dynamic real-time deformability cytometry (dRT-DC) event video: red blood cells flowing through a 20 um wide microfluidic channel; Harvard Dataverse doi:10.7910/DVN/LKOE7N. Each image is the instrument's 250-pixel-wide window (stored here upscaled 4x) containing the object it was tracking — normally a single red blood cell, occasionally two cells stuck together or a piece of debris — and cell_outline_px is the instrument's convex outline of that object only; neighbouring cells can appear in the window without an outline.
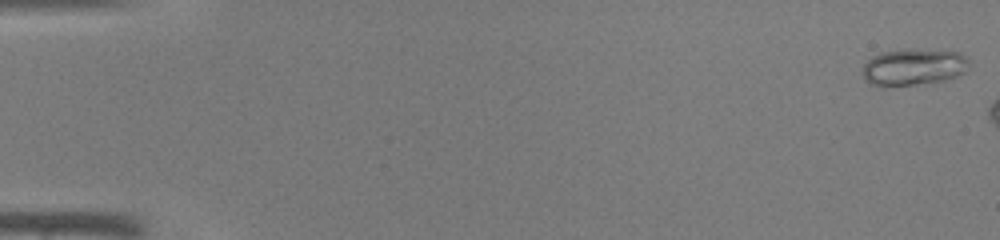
{"species": "common noctule bat (a hibernating species)", "species_latin": "Nyctalus noctula", "temperature_condition": "warm", "stored_images_in_passage": 41, "camera_frame_rate_fps": 3000, "um_per_image_px": 0.085, "animal": {"sex": "male", "body_mass_g": 19.0, "forearm_length_mm": 50.8}, "frame": {"image": 1, "passage_image": 1, "time_ms": 0.0, "image_size_px": [1000, 240], "cell_outline_px": [[968, 68], [964, 72], [956, 76], [944, 80], [916, 84], [884, 88], [868, 84], [864, 80], [860, 72], [864, 64], [872, 56], [884, 52], [960, 52], [968, 60]], "centroid_in_image_um": [77.55, 5.78], "position_along_channel_um": 7.5, "area_um2": 22.14}}
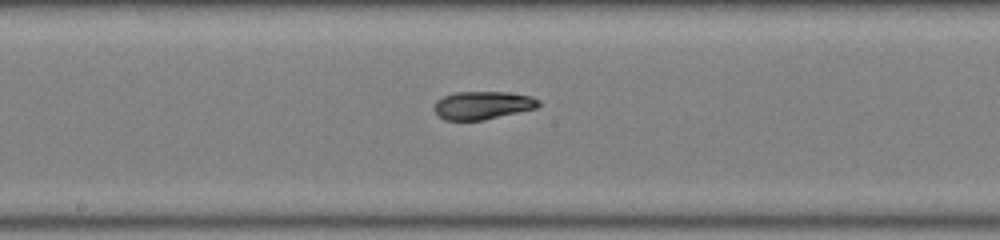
{"frame": {"image": 2, "passage_image": 25, "time_ms": 8.0, "image_size_px": [1000, 240], "cell_outline_px": [[540, 104], [536, 108], [484, 120], [444, 120], [432, 108], [436, 100], [444, 96], [456, 92], [508, 92], [532, 96], [540, 100]], "centroid_in_image_um": [41.02, 8.94], "position_along_channel_um": 207.2, "area_um2": 17.11}}
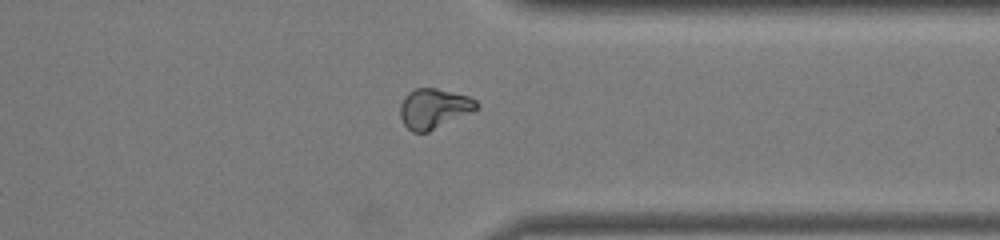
{"frame": {"image": 3, "passage_image": 36, "time_ms": 11.667, "image_size_px": [1000, 240], "cell_outline_px": [[480, 104], [472, 112], [428, 132], [412, 132], [404, 124], [400, 116], [400, 104], [404, 96], [408, 92], [416, 88], [436, 88], [468, 96], [476, 100]], "centroid_in_image_um": [36.86, 9.22], "position_along_channel_um": 374.5, "area_um2": 17.74}}